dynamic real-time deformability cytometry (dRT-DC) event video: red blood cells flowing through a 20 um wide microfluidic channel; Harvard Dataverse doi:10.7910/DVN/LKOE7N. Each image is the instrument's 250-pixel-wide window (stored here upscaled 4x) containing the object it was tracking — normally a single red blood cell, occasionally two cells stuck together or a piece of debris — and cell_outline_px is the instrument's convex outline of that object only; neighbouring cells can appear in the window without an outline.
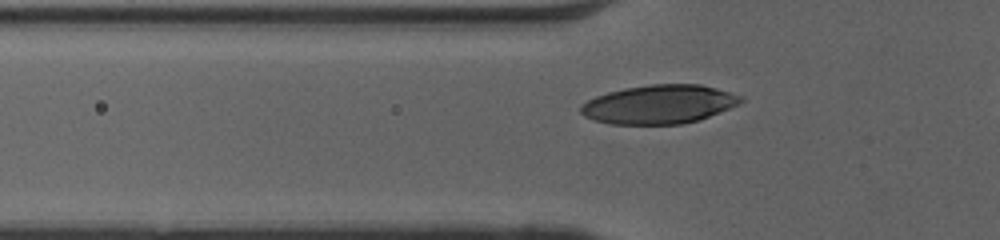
{"species": "human", "species_latin": "Homo sapiens", "temperature_condition": "cold", "stored_images_in_passage": 39, "camera_frame_rate_fps": 3000, "um_per_image_px": 0.085, "donor": {"sex": "female"}, "frame": {"image": 1, "passage_image": 11, "time_ms": 3.333, "image_size_px": [1000, 240], "cell_outline_px": [[744, 100], [740, 104], [700, 120], [680, 124], [608, 124], [592, 120], [584, 116], [580, 112], [580, 104], [596, 96], [608, 92], [624, 88], [652, 84], [700, 84], [716, 88], [740, 96]], "centroid_in_image_um": [56.0, 8.87], "position_along_channel_um": 69.8, "area_um2": 36.3}}
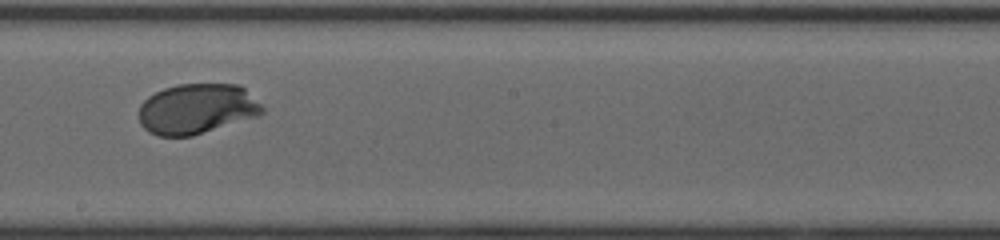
{"frame": {"image": 2, "passage_image": 23, "time_ms": 7.333, "image_size_px": [1000, 240], "cell_outline_px": [[264, 112], [256, 116], [192, 136], [160, 136], [148, 132], [140, 124], [140, 104], [148, 96], [164, 88], [176, 84], [240, 84], [264, 108]], "centroid_in_image_um": [16.7, 9.24], "position_along_channel_um": 231.5, "area_um2": 35.95}}
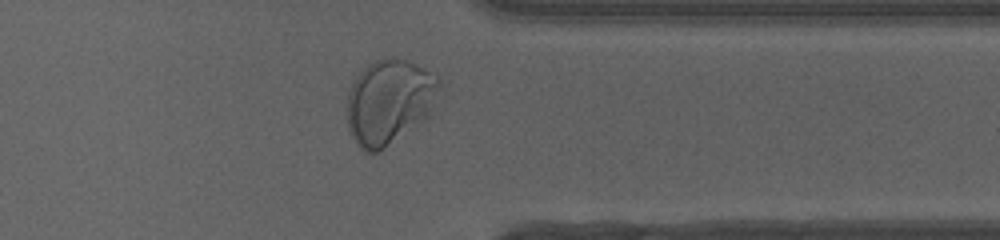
{"frame": {"image": 3, "passage_image": 34, "time_ms": 11.0, "image_size_px": [1000, 240], "cell_outline_px": [[440, 84], [428, 116], [380, 152], [364, 152], [356, 144], [348, 132], [344, 108], [348, 92], [356, 76], [368, 64], [376, 60], [404, 60], [436, 76], [440, 80]], "centroid_in_image_um": [32.98, 8.72], "position_along_channel_um": 378.4, "area_um2": 45.2}}